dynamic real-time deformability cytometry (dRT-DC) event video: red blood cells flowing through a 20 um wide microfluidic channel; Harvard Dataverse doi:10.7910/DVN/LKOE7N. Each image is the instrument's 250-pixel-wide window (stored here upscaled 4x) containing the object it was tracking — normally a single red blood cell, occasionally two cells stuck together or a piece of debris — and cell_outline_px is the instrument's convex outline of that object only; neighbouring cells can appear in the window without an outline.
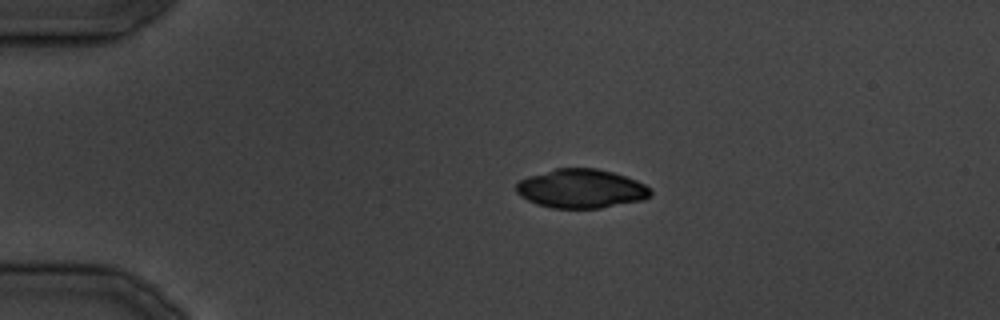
{"species": "common noctule bat (a hibernating species)", "species_latin": "Nyctalus noctula", "temperature_condition": "cold", "stored_images_in_passage": 17, "camera_frame_rate_fps": 3000, "um_per_image_px": 0.085, "animal": {"sex": "male", "body_mass_g": 19.5, "forearm_length_mm": 54.6}, "frame": {"image": 1, "passage_image": 1, "time_ms": 0.0, "image_size_px": [1000, 320], "cell_outline_px": [[652, 196], [644, 200], [600, 208], [552, 208], [536, 204], [520, 196], [516, 192], [516, 184], [520, 180], [528, 176], [556, 168], [596, 168], [612, 172], [636, 180], [644, 184], [652, 192]], "centroid_in_image_um": [49.39, 16.04], "position_along_channel_um": 35.6, "area_um2": 30.52}}